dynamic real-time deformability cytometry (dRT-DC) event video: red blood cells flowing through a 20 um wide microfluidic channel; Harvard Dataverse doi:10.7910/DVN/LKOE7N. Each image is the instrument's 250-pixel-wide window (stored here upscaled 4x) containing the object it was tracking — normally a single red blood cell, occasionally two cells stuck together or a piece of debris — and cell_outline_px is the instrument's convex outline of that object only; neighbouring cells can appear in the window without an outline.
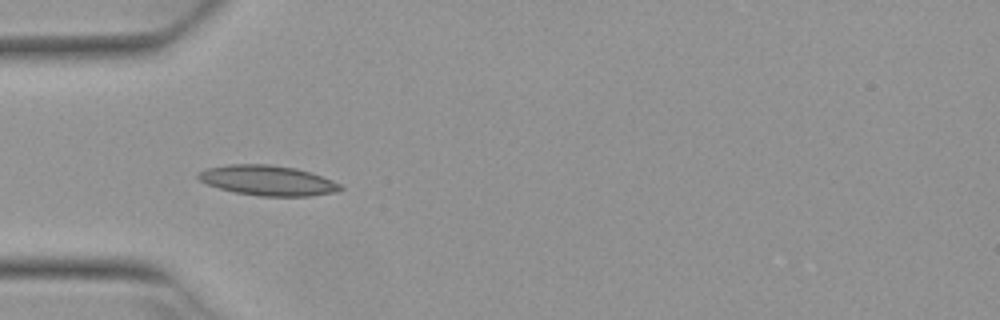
{"species": "Egyptian fruit bat (a non-hibernating species)", "species_latin": "Rousettus aegyptiacus", "temperature_condition": "warm", "stored_images_in_passage": 5, "camera_frame_rate_fps": 3000, "um_per_image_px": 0.085, "animal": {"sex": "female"}, "frame": {"image": 1, "passage_image": 4, "time_ms": 1.0, "image_size_px": [1000, 320], "cell_outline_px": [[344, 188], [336, 192], [308, 196], [260, 196], [236, 192], [220, 188], [208, 184], [200, 180], [196, 176], [196, 172], [208, 168], [228, 164], [268, 164], [296, 168], [332, 180], [340, 184]], "centroid_in_image_um": [22.74, 15.33], "position_along_channel_um": 62.3, "area_um2": 24.74}}
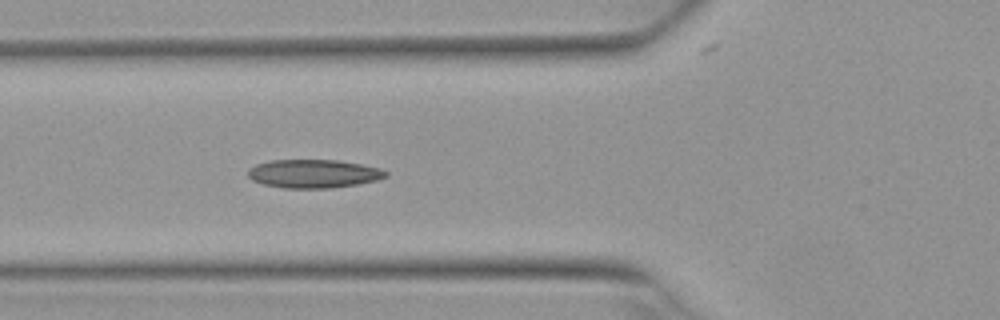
{"frame": {"image": 2, "passage_image": 5, "time_ms": 1.333, "image_size_px": [1000, 320], "cell_outline_px": [[388, 176], [376, 180], [356, 184], [328, 188], [284, 188], [264, 184], [252, 180], [248, 176], [248, 168], [256, 164], [272, 160], [336, 160], [360, 164], [380, 168], [388, 172]], "centroid_in_image_um": [26.64, 14.76], "position_along_channel_um": 99.2, "area_um2": 22.72}}